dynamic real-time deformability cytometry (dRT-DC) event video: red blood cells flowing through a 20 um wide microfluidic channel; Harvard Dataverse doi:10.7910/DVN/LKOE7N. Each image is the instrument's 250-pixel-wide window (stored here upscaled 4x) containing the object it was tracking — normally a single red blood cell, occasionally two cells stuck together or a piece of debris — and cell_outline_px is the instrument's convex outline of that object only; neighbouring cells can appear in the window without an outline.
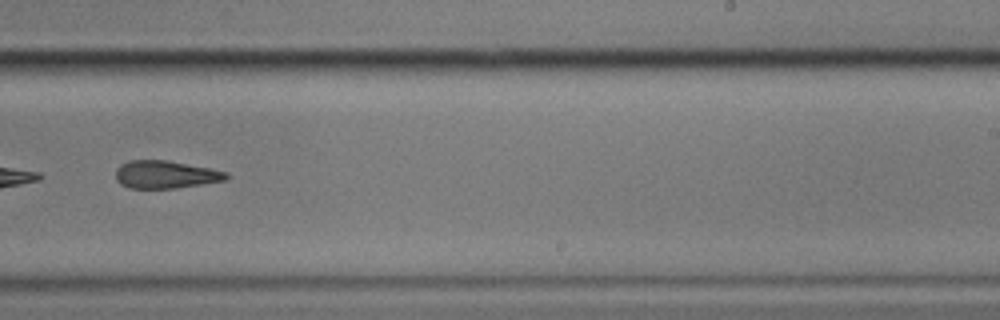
{"species": "common noctule bat (a hibernating species)", "species_latin": "Nyctalus noctula", "temperature_condition": "cold", "stored_images_in_passage": 38, "camera_frame_rate_fps": 3000, "um_per_image_px": 0.085, "animal": {"sex": "male", "body_mass_g": 17.9}, "frame": {"image": 1, "passage_image": 22, "time_ms": 7.0, "image_size_px": [1000, 320], "cell_outline_px": [[228, 180], [176, 188], [128, 188], [120, 184], [116, 180], [116, 168], [120, 164], [128, 160], [168, 160], [228, 172]], "centroid_in_image_um": [14.05, 14.83], "position_along_channel_um": 275.0, "area_um2": 17.98}, "authors_computed_cell_mechanics": {"area_um2": 18.8139, "velocity_mm_per_s": 3.5728, "shape_relaxation_time_tau1_ms": null, "shape_relaxation_time_tau2_ms": 5.0599, "deformation_change_tau1": null, "deformation_change_tau2": 0.1752}}